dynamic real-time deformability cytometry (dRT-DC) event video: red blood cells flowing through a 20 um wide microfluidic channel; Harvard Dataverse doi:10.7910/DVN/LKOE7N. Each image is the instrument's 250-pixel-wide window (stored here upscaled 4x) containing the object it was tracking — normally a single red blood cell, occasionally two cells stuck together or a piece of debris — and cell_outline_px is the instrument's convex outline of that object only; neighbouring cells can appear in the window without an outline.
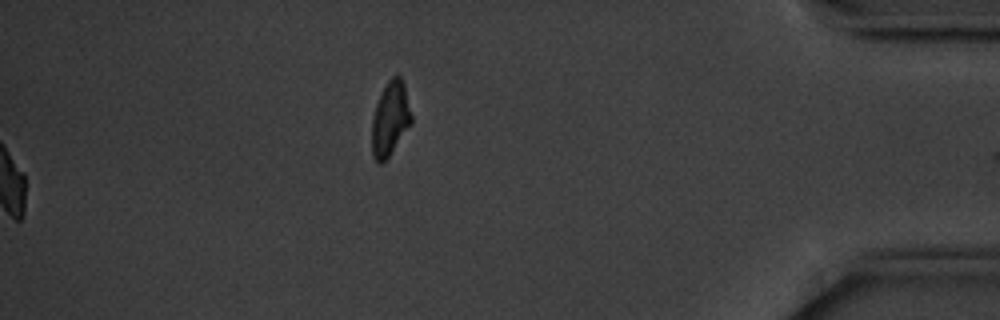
{"species": "common noctule bat (a hibernating species)", "species_latin": "Nyctalus noctula", "temperature_condition": "cold", "stored_images_in_passage": 46, "camera_frame_rate_fps": 3000, "um_per_image_px": 0.085, "animal": {"sex": "male", "body_mass_g": 20.1, "forearm_length_mm": 53.5}, "frame": {"image": 1, "passage_image": 46, "time_ms": 15.0, "image_size_px": [1000, 320], "cell_outline_px": [[412, 124], [388, 156], [380, 164], [372, 156], [372, 116], [376, 104], [388, 80], [396, 72], [400, 76], [404, 84], [412, 116]], "centroid_in_image_um": [33.17, 10.07], "position_along_channel_um": 402.0, "area_um2": 16.99}, "authors_computed_cell_mechanics": {"area_um2": 17.051, "velocity_mm_per_s": 3.5285, "shape_relaxation_time_tau1_ms": 2.2749, "shape_relaxation_time_tau2_ms": 3.7518, "deformation_change_tau1": 0.0948, "deformation_change_tau2": 0.0753}}